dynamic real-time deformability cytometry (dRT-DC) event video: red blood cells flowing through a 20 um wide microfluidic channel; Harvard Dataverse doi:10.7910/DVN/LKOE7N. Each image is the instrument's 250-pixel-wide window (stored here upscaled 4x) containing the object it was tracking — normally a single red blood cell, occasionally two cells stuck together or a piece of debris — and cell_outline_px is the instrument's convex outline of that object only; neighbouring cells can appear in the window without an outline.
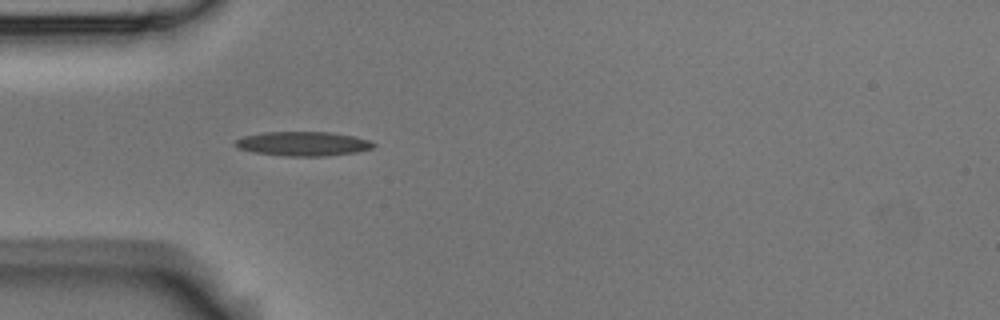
{"species": "Egyptian fruit bat (a non-hibernating species)", "species_latin": "Rousettus aegyptiacus", "temperature_condition": "room temperature", "stored_images_in_passage": 1, "camera_frame_rate_fps": 3000, "um_per_image_px": 0.085, "animal": {"sex": "male"}, "frame": {"image": 1, "passage_image": 1, "time_ms": 0.0, "image_size_px": [1000, 320], "cell_outline_px": [[376, 144], [372, 148], [356, 152], [324, 156], [284, 156], [252, 152], [236, 148], [232, 144], [236, 140], [244, 136], [264, 132], [328, 132], [356, 136], [368, 140]], "centroid_in_image_um": [25.71, 12.22], "position_along_channel_um": 59.3, "area_um2": 19.65}}